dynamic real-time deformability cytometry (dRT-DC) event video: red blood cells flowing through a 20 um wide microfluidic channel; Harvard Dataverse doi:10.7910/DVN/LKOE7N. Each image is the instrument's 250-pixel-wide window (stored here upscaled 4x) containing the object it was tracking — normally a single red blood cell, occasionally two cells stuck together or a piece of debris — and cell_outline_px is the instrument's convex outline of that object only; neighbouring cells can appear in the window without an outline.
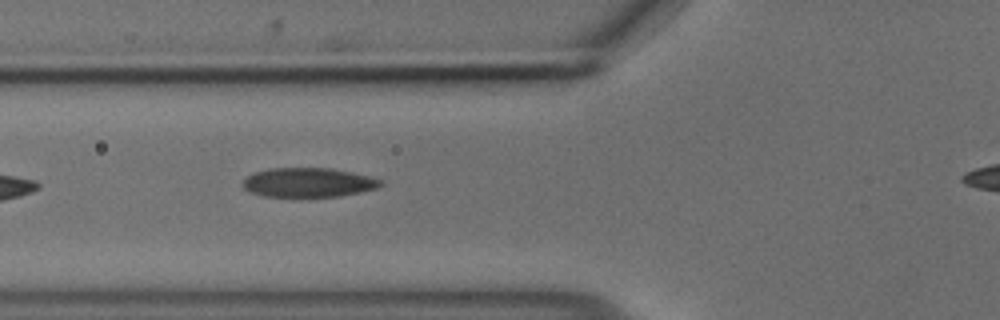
{"species": "common noctule bat (a hibernating species)", "species_latin": "Nyctalus noctula", "temperature_condition": "cold", "stored_images_in_passage": 35, "camera_frame_rate_fps": 3000, "um_per_image_px": 0.085, "animal": {"sex": "male", "body_mass_g": 18.8}, "frame": {"image": 1, "passage_image": 6, "time_ms": 1.667, "image_size_px": [1000, 320], "cell_outline_px": [[384, 184], [376, 188], [340, 196], [264, 196], [252, 192], [244, 188], [240, 184], [252, 172], [272, 168], [332, 168], [352, 172], [368, 176], [380, 180]], "centroid_in_image_um": [26.18, 15.5], "position_along_channel_um": 99.6, "area_um2": 23.29}}
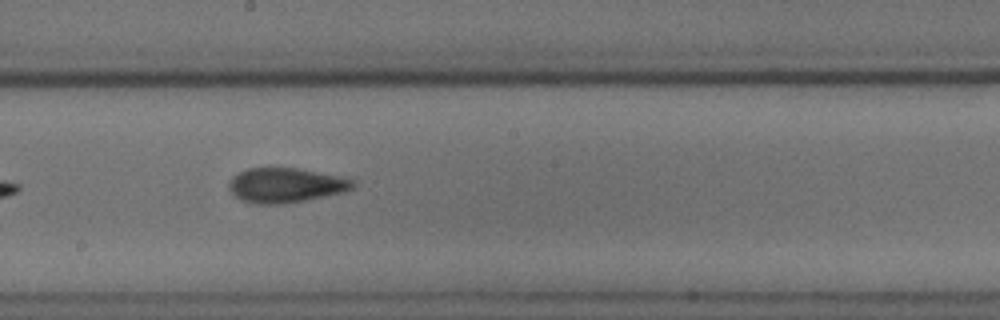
{"frame": {"image": 2, "passage_image": 16, "time_ms": 5.0, "image_size_px": [1000, 320], "cell_outline_px": [[356, 184], [352, 188], [344, 192], [284, 204], [256, 204], [240, 200], [228, 188], [228, 184], [232, 176], [248, 168], [268, 164], [296, 168], [340, 176], [356, 180]], "centroid_in_image_um": [24.24, 15.7], "position_along_channel_um": 224.0, "area_um2": 25.72}}
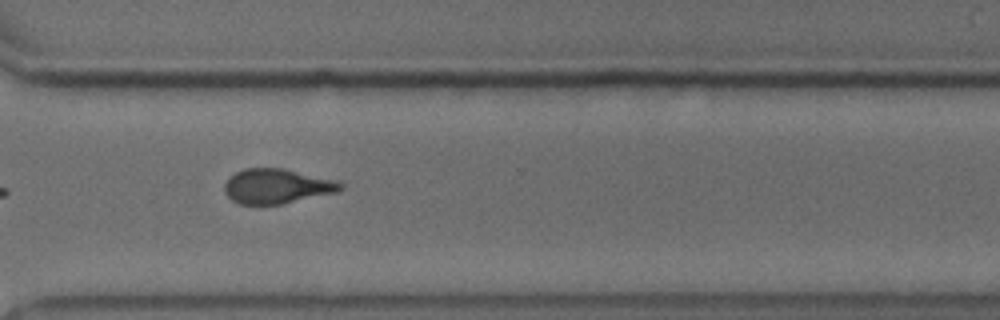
{"frame": {"image": 3, "passage_image": 26, "time_ms": 8.333, "image_size_px": [1000, 320], "cell_outline_px": [[344, 188], [340, 192], [280, 204], [240, 204], [232, 200], [224, 192], [224, 184], [236, 172], [244, 168], [284, 168], [340, 180], [344, 184]], "centroid_in_image_um": [23.62, 15.82], "position_along_channel_um": 347.0, "area_um2": 23.81}}